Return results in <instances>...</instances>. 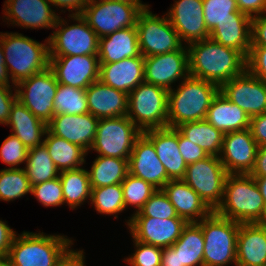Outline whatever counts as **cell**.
I'll return each mask as SVG.
<instances>
[{
	"label": "cell",
	"mask_w": 266,
	"mask_h": 266,
	"mask_svg": "<svg viewBox=\"0 0 266 266\" xmlns=\"http://www.w3.org/2000/svg\"><path fill=\"white\" fill-rule=\"evenodd\" d=\"M189 75L219 87L246 70L247 58L211 38L188 44Z\"/></svg>",
	"instance_id": "1"
},
{
	"label": "cell",
	"mask_w": 266,
	"mask_h": 266,
	"mask_svg": "<svg viewBox=\"0 0 266 266\" xmlns=\"http://www.w3.org/2000/svg\"><path fill=\"white\" fill-rule=\"evenodd\" d=\"M215 212L239 223H266V205L255 178L229 174L222 203Z\"/></svg>",
	"instance_id": "2"
},
{
	"label": "cell",
	"mask_w": 266,
	"mask_h": 266,
	"mask_svg": "<svg viewBox=\"0 0 266 266\" xmlns=\"http://www.w3.org/2000/svg\"><path fill=\"white\" fill-rule=\"evenodd\" d=\"M219 86L188 75L177 88L168 91V127L205 120Z\"/></svg>",
	"instance_id": "3"
},
{
	"label": "cell",
	"mask_w": 266,
	"mask_h": 266,
	"mask_svg": "<svg viewBox=\"0 0 266 266\" xmlns=\"http://www.w3.org/2000/svg\"><path fill=\"white\" fill-rule=\"evenodd\" d=\"M5 65L12 82L30 78L49 67V39L44 44L18 32H1Z\"/></svg>",
	"instance_id": "4"
},
{
	"label": "cell",
	"mask_w": 266,
	"mask_h": 266,
	"mask_svg": "<svg viewBox=\"0 0 266 266\" xmlns=\"http://www.w3.org/2000/svg\"><path fill=\"white\" fill-rule=\"evenodd\" d=\"M72 244L64 235L23 231L15 235L7 257L11 266H56Z\"/></svg>",
	"instance_id": "5"
},
{
	"label": "cell",
	"mask_w": 266,
	"mask_h": 266,
	"mask_svg": "<svg viewBox=\"0 0 266 266\" xmlns=\"http://www.w3.org/2000/svg\"><path fill=\"white\" fill-rule=\"evenodd\" d=\"M197 223L204 237L203 266H236L240 223L221 217L215 211Z\"/></svg>",
	"instance_id": "6"
},
{
	"label": "cell",
	"mask_w": 266,
	"mask_h": 266,
	"mask_svg": "<svg viewBox=\"0 0 266 266\" xmlns=\"http://www.w3.org/2000/svg\"><path fill=\"white\" fill-rule=\"evenodd\" d=\"M140 130L168 127V91L142 82L128 94L126 115Z\"/></svg>",
	"instance_id": "7"
},
{
	"label": "cell",
	"mask_w": 266,
	"mask_h": 266,
	"mask_svg": "<svg viewBox=\"0 0 266 266\" xmlns=\"http://www.w3.org/2000/svg\"><path fill=\"white\" fill-rule=\"evenodd\" d=\"M77 23L69 25L59 16L49 35V56L98 55L99 37L79 15H69Z\"/></svg>",
	"instance_id": "8"
},
{
	"label": "cell",
	"mask_w": 266,
	"mask_h": 266,
	"mask_svg": "<svg viewBox=\"0 0 266 266\" xmlns=\"http://www.w3.org/2000/svg\"><path fill=\"white\" fill-rule=\"evenodd\" d=\"M148 6L112 0H88L81 15L100 38L136 26L139 14Z\"/></svg>",
	"instance_id": "9"
},
{
	"label": "cell",
	"mask_w": 266,
	"mask_h": 266,
	"mask_svg": "<svg viewBox=\"0 0 266 266\" xmlns=\"http://www.w3.org/2000/svg\"><path fill=\"white\" fill-rule=\"evenodd\" d=\"M228 175L219 156L209 155L203 160L188 164L182 180L212 211H216L222 203Z\"/></svg>",
	"instance_id": "10"
},
{
	"label": "cell",
	"mask_w": 266,
	"mask_h": 266,
	"mask_svg": "<svg viewBox=\"0 0 266 266\" xmlns=\"http://www.w3.org/2000/svg\"><path fill=\"white\" fill-rule=\"evenodd\" d=\"M141 130L127 117L99 119L90 151L97 156L128 159Z\"/></svg>",
	"instance_id": "11"
},
{
	"label": "cell",
	"mask_w": 266,
	"mask_h": 266,
	"mask_svg": "<svg viewBox=\"0 0 266 266\" xmlns=\"http://www.w3.org/2000/svg\"><path fill=\"white\" fill-rule=\"evenodd\" d=\"M149 9H144L137 19L140 53L148 57L179 50L184 44L168 17H159Z\"/></svg>",
	"instance_id": "12"
},
{
	"label": "cell",
	"mask_w": 266,
	"mask_h": 266,
	"mask_svg": "<svg viewBox=\"0 0 266 266\" xmlns=\"http://www.w3.org/2000/svg\"><path fill=\"white\" fill-rule=\"evenodd\" d=\"M57 88L58 82L49 67L15 85L17 99L46 124L54 116V98Z\"/></svg>",
	"instance_id": "13"
},
{
	"label": "cell",
	"mask_w": 266,
	"mask_h": 266,
	"mask_svg": "<svg viewBox=\"0 0 266 266\" xmlns=\"http://www.w3.org/2000/svg\"><path fill=\"white\" fill-rule=\"evenodd\" d=\"M189 75L188 48L145 57L144 81L169 91L173 83Z\"/></svg>",
	"instance_id": "14"
},
{
	"label": "cell",
	"mask_w": 266,
	"mask_h": 266,
	"mask_svg": "<svg viewBox=\"0 0 266 266\" xmlns=\"http://www.w3.org/2000/svg\"><path fill=\"white\" fill-rule=\"evenodd\" d=\"M98 55L49 56V68L59 84L87 89L99 79Z\"/></svg>",
	"instance_id": "15"
},
{
	"label": "cell",
	"mask_w": 266,
	"mask_h": 266,
	"mask_svg": "<svg viewBox=\"0 0 266 266\" xmlns=\"http://www.w3.org/2000/svg\"><path fill=\"white\" fill-rule=\"evenodd\" d=\"M219 91L250 117L266 112V84L247 69L223 83Z\"/></svg>",
	"instance_id": "16"
},
{
	"label": "cell",
	"mask_w": 266,
	"mask_h": 266,
	"mask_svg": "<svg viewBox=\"0 0 266 266\" xmlns=\"http://www.w3.org/2000/svg\"><path fill=\"white\" fill-rule=\"evenodd\" d=\"M126 222L135 240L161 248L172 246L188 223L181 217L169 219L129 217Z\"/></svg>",
	"instance_id": "17"
},
{
	"label": "cell",
	"mask_w": 266,
	"mask_h": 266,
	"mask_svg": "<svg viewBox=\"0 0 266 266\" xmlns=\"http://www.w3.org/2000/svg\"><path fill=\"white\" fill-rule=\"evenodd\" d=\"M258 145L250 129L225 133L219 158L228 174H250Z\"/></svg>",
	"instance_id": "18"
},
{
	"label": "cell",
	"mask_w": 266,
	"mask_h": 266,
	"mask_svg": "<svg viewBox=\"0 0 266 266\" xmlns=\"http://www.w3.org/2000/svg\"><path fill=\"white\" fill-rule=\"evenodd\" d=\"M4 3L3 13L7 24L22 29H53L60 16L51 8L49 0H6Z\"/></svg>",
	"instance_id": "19"
},
{
	"label": "cell",
	"mask_w": 266,
	"mask_h": 266,
	"mask_svg": "<svg viewBox=\"0 0 266 266\" xmlns=\"http://www.w3.org/2000/svg\"><path fill=\"white\" fill-rule=\"evenodd\" d=\"M165 15L186 45L209 38L204 21L203 0H174Z\"/></svg>",
	"instance_id": "20"
},
{
	"label": "cell",
	"mask_w": 266,
	"mask_h": 266,
	"mask_svg": "<svg viewBox=\"0 0 266 266\" xmlns=\"http://www.w3.org/2000/svg\"><path fill=\"white\" fill-rule=\"evenodd\" d=\"M128 173L145 180L156 189H162L168 182L166 169L160 162L153 143L143 133L136 139L128 158Z\"/></svg>",
	"instance_id": "21"
},
{
	"label": "cell",
	"mask_w": 266,
	"mask_h": 266,
	"mask_svg": "<svg viewBox=\"0 0 266 266\" xmlns=\"http://www.w3.org/2000/svg\"><path fill=\"white\" fill-rule=\"evenodd\" d=\"M99 119L91 113L81 115L58 114L47 123V130L70 143L77 144L88 153L94 144Z\"/></svg>",
	"instance_id": "22"
},
{
	"label": "cell",
	"mask_w": 266,
	"mask_h": 266,
	"mask_svg": "<svg viewBox=\"0 0 266 266\" xmlns=\"http://www.w3.org/2000/svg\"><path fill=\"white\" fill-rule=\"evenodd\" d=\"M152 143L156 154L166 169L169 180H182L187 164L178 145V130L164 127L142 132Z\"/></svg>",
	"instance_id": "23"
},
{
	"label": "cell",
	"mask_w": 266,
	"mask_h": 266,
	"mask_svg": "<svg viewBox=\"0 0 266 266\" xmlns=\"http://www.w3.org/2000/svg\"><path fill=\"white\" fill-rule=\"evenodd\" d=\"M145 56L125 58L115 63L100 64L99 81L129 94L144 82Z\"/></svg>",
	"instance_id": "24"
},
{
	"label": "cell",
	"mask_w": 266,
	"mask_h": 266,
	"mask_svg": "<svg viewBox=\"0 0 266 266\" xmlns=\"http://www.w3.org/2000/svg\"><path fill=\"white\" fill-rule=\"evenodd\" d=\"M266 265V223H240L236 266Z\"/></svg>",
	"instance_id": "25"
},
{
	"label": "cell",
	"mask_w": 266,
	"mask_h": 266,
	"mask_svg": "<svg viewBox=\"0 0 266 266\" xmlns=\"http://www.w3.org/2000/svg\"><path fill=\"white\" fill-rule=\"evenodd\" d=\"M89 113L98 119L127 115L128 94L113 87L93 82L86 89Z\"/></svg>",
	"instance_id": "26"
},
{
	"label": "cell",
	"mask_w": 266,
	"mask_h": 266,
	"mask_svg": "<svg viewBox=\"0 0 266 266\" xmlns=\"http://www.w3.org/2000/svg\"><path fill=\"white\" fill-rule=\"evenodd\" d=\"M162 190L175 207L178 216L188 223L199 222L213 212L183 180H169Z\"/></svg>",
	"instance_id": "27"
},
{
	"label": "cell",
	"mask_w": 266,
	"mask_h": 266,
	"mask_svg": "<svg viewBox=\"0 0 266 266\" xmlns=\"http://www.w3.org/2000/svg\"><path fill=\"white\" fill-rule=\"evenodd\" d=\"M141 55L136 26L127 27L99 38V64L115 63Z\"/></svg>",
	"instance_id": "28"
},
{
	"label": "cell",
	"mask_w": 266,
	"mask_h": 266,
	"mask_svg": "<svg viewBox=\"0 0 266 266\" xmlns=\"http://www.w3.org/2000/svg\"><path fill=\"white\" fill-rule=\"evenodd\" d=\"M11 127V134L16 136L26 147L31 149L43 144L47 124L33 115L18 99L11 107L6 124Z\"/></svg>",
	"instance_id": "29"
},
{
	"label": "cell",
	"mask_w": 266,
	"mask_h": 266,
	"mask_svg": "<svg viewBox=\"0 0 266 266\" xmlns=\"http://www.w3.org/2000/svg\"><path fill=\"white\" fill-rule=\"evenodd\" d=\"M251 117L219 91L213 98L206 119L223 134L248 129Z\"/></svg>",
	"instance_id": "30"
},
{
	"label": "cell",
	"mask_w": 266,
	"mask_h": 266,
	"mask_svg": "<svg viewBox=\"0 0 266 266\" xmlns=\"http://www.w3.org/2000/svg\"><path fill=\"white\" fill-rule=\"evenodd\" d=\"M209 38L240 51L247 58L251 48V19H226L210 31Z\"/></svg>",
	"instance_id": "31"
},
{
	"label": "cell",
	"mask_w": 266,
	"mask_h": 266,
	"mask_svg": "<svg viewBox=\"0 0 266 266\" xmlns=\"http://www.w3.org/2000/svg\"><path fill=\"white\" fill-rule=\"evenodd\" d=\"M44 144L60 172L80 168L86 162L88 152L77 144L51 134L48 130Z\"/></svg>",
	"instance_id": "32"
},
{
	"label": "cell",
	"mask_w": 266,
	"mask_h": 266,
	"mask_svg": "<svg viewBox=\"0 0 266 266\" xmlns=\"http://www.w3.org/2000/svg\"><path fill=\"white\" fill-rule=\"evenodd\" d=\"M172 247L179 254L181 265L203 266L204 237L197 222L187 223Z\"/></svg>",
	"instance_id": "33"
},
{
	"label": "cell",
	"mask_w": 266,
	"mask_h": 266,
	"mask_svg": "<svg viewBox=\"0 0 266 266\" xmlns=\"http://www.w3.org/2000/svg\"><path fill=\"white\" fill-rule=\"evenodd\" d=\"M176 129L187 140L200 146L208 155H220L224 134L207 120L183 123Z\"/></svg>",
	"instance_id": "34"
},
{
	"label": "cell",
	"mask_w": 266,
	"mask_h": 266,
	"mask_svg": "<svg viewBox=\"0 0 266 266\" xmlns=\"http://www.w3.org/2000/svg\"><path fill=\"white\" fill-rule=\"evenodd\" d=\"M87 171L91 188L121 184L128 174V159L97 156Z\"/></svg>",
	"instance_id": "35"
},
{
	"label": "cell",
	"mask_w": 266,
	"mask_h": 266,
	"mask_svg": "<svg viewBox=\"0 0 266 266\" xmlns=\"http://www.w3.org/2000/svg\"><path fill=\"white\" fill-rule=\"evenodd\" d=\"M64 203L71 209L81 206L91 199V186L88 171L82 167L60 172Z\"/></svg>",
	"instance_id": "36"
},
{
	"label": "cell",
	"mask_w": 266,
	"mask_h": 266,
	"mask_svg": "<svg viewBox=\"0 0 266 266\" xmlns=\"http://www.w3.org/2000/svg\"><path fill=\"white\" fill-rule=\"evenodd\" d=\"M23 167L32 186L59 177L60 171L52 161L45 144L28 149L27 161Z\"/></svg>",
	"instance_id": "37"
},
{
	"label": "cell",
	"mask_w": 266,
	"mask_h": 266,
	"mask_svg": "<svg viewBox=\"0 0 266 266\" xmlns=\"http://www.w3.org/2000/svg\"><path fill=\"white\" fill-rule=\"evenodd\" d=\"M86 90L58 83L54 98V115L88 113Z\"/></svg>",
	"instance_id": "38"
},
{
	"label": "cell",
	"mask_w": 266,
	"mask_h": 266,
	"mask_svg": "<svg viewBox=\"0 0 266 266\" xmlns=\"http://www.w3.org/2000/svg\"><path fill=\"white\" fill-rule=\"evenodd\" d=\"M90 201L97 213L115 215V219L118 218V214L126 210L121 184L91 188Z\"/></svg>",
	"instance_id": "39"
},
{
	"label": "cell",
	"mask_w": 266,
	"mask_h": 266,
	"mask_svg": "<svg viewBox=\"0 0 266 266\" xmlns=\"http://www.w3.org/2000/svg\"><path fill=\"white\" fill-rule=\"evenodd\" d=\"M32 187L23 168L0 170V201H14L31 194Z\"/></svg>",
	"instance_id": "40"
},
{
	"label": "cell",
	"mask_w": 266,
	"mask_h": 266,
	"mask_svg": "<svg viewBox=\"0 0 266 266\" xmlns=\"http://www.w3.org/2000/svg\"><path fill=\"white\" fill-rule=\"evenodd\" d=\"M203 9L209 32L226 19H252L238 10L236 0H203Z\"/></svg>",
	"instance_id": "41"
},
{
	"label": "cell",
	"mask_w": 266,
	"mask_h": 266,
	"mask_svg": "<svg viewBox=\"0 0 266 266\" xmlns=\"http://www.w3.org/2000/svg\"><path fill=\"white\" fill-rule=\"evenodd\" d=\"M121 185L123 188L125 208L128 206L134 207L136 211H134V213L139 212L157 190L150 183L129 173L126 175Z\"/></svg>",
	"instance_id": "42"
},
{
	"label": "cell",
	"mask_w": 266,
	"mask_h": 266,
	"mask_svg": "<svg viewBox=\"0 0 266 266\" xmlns=\"http://www.w3.org/2000/svg\"><path fill=\"white\" fill-rule=\"evenodd\" d=\"M131 217L169 219L179 216L166 193L162 189H157L144 204L143 208L139 212L133 213Z\"/></svg>",
	"instance_id": "43"
},
{
	"label": "cell",
	"mask_w": 266,
	"mask_h": 266,
	"mask_svg": "<svg viewBox=\"0 0 266 266\" xmlns=\"http://www.w3.org/2000/svg\"><path fill=\"white\" fill-rule=\"evenodd\" d=\"M31 194L45 207H56L64 204L59 177L32 186Z\"/></svg>",
	"instance_id": "44"
},
{
	"label": "cell",
	"mask_w": 266,
	"mask_h": 266,
	"mask_svg": "<svg viewBox=\"0 0 266 266\" xmlns=\"http://www.w3.org/2000/svg\"><path fill=\"white\" fill-rule=\"evenodd\" d=\"M28 149L27 147L13 134H10L2 142L0 148V159L3 163L9 166L8 169H19L20 164L26 163Z\"/></svg>",
	"instance_id": "45"
},
{
	"label": "cell",
	"mask_w": 266,
	"mask_h": 266,
	"mask_svg": "<svg viewBox=\"0 0 266 266\" xmlns=\"http://www.w3.org/2000/svg\"><path fill=\"white\" fill-rule=\"evenodd\" d=\"M135 250L132 255L124 258L129 266H161V247L145 244L132 237Z\"/></svg>",
	"instance_id": "46"
},
{
	"label": "cell",
	"mask_w": 266,
	"mask_h": 266,
	"mask_svg": "<svg viewBox=\"0 0 266 266\" xmlns=\"http://www.w3.org/2000/svg\"><path fill=\"white\" fill-rule=\"evenodd\" d=\"M246 69L266 84V47H251Z\"/></svg>",
	"instance_id": "47"
},
{
	"label": "cell",
	"mask_w": 266,
	"mask_h": 266,
	"mask_svg": "<svg viewBox=\"0 0 266 266\" xmlns=\"http://www.w3.org/2000/svg\"><path fill=\"white\" fill-rule=\"evenodd\" d=\"M178 145L180 153L187 165L203 160L209 156L200 146L195 145L191 141L187 140L179 131Z\"/></svg>",
	"instance_id": "48"
},
{
	"label": "cell",
	"mask_w": 266,
	"mask_h": 266,
	"mask_svg": "<svg viewBox=\"0 0 266 266\" xmlns=\"http://www.w3.org/2000/svg\"><path fill=\"white\" fill-rule=\"evenodd\" d=\"M14 88L13 90H11ZM14 91V94L13 92ZM17 99L15 86H6L0 84V124L6 125L13 103Z\"/></svg>",
	"instance_id": "49"
},
{
	"label": "cell",
	"mask_w": 266,
	"mask_h": 266,
	"mask_svg": "<svg viewBox=\"0 0 266 266\" xmlns=\"http://www.w3.org/2000/svg\"><path fill=\"white\" fill-rule=\"evenodd\" d=\"M251 47H266V14L251 19Z\"/></svg>",
	"instance_id": "50"
},
{
	"label": "cell",
	"mask_w": 266,
	"mask_h": 266,
	"mask_svg": "<svg viewBox=\"0 0 266 266\" xmlns=\"http://www.w3.org/2000/svg\"><path fill=\"white\" fill-rule=\"evenodd\" d=\"M249 129L258 146L266 144V112L251 117Z\"/></svg>",
	"instance_id": "51"
},
{
	"label": "cell",
	"mask_w": 266,
	"mask_h": 266,
	"mask_svg": "<svg viewBox=\"0 0 266 266\" xmlns=\"http://www.w3.org/2000/svg\"><path fill=\"white\" fill-rule=\"evenodd\" d=\"M236 2L238 10L251 18L266 14V0H236Z\"/></svg>",
	"instance_id": "52"
},
{
	"label": "cell",
	"mask_w": 266,
	"mask_h": 266,
	"mask_svg": "<svg viewBox=\"0 0 266 266\" xmlns=\"http://www.w3.org/2000/svg\"><path fill=\"white\" fill-rule=\"evenodd\" d=\"M16 234L7 221L0 220V256H7Z\"/></svg>",
	"instance_id": "53"
},
{
	"label": "cell",
	"mask_w": 266,
	"mask_h": 266,
	"mask_svg": "<svg viewBox=\"0 0 266 266\" xmlns=\"http://www.w3.org/2000/svg\"><path fill=\"white\" fill-rule=\"evenodd\" d=\"M85 252L69 248L57 261L56 266H85Z\"/></svg>",
	"instance_id": "54"
},
{
	"label": "cell",
	"mask_w": 266,
	"mask_h": 266,
	"mask_svg": "<svg viewBox=\"0 0 266 266\" xmlns=\"http://www.w3.org/2000/svg\"><path fill=\"white\" fill-rule=\"evenodd\" d=\"M49 2L54 6L53 8H62L63 10L61 9V12L66 8L69 11V15H79L85 9L88 0H49Z\"/></svg>",
	"instance_id": "55"
},
{
	"label": "cell",
	"mask_w": 266,
	"mask_h": 266,
	"mask_svg": "<svg viewBox=\"0 0 266 266\" xmlns=\"http://www.w3.org/2000/svg\"><path fill=\"white\" fill-rule=\"evenodd\" d=\"M249 175L254 178L266 177V144L258 146L255 164Z\"/></svg>",
	"instance_id": "56"
},
{
	"label": "cell",
	"mask_w": 266,
	"mask_h": 266,
	"mask_svg": "<svg viewBox=\"0 0 266 266\" xmlns=\"http://www.w3.org/2000/svg\"><path fill=\"white\" fill-rule=\"evenodd\" d=\"M161 266H184L181 265L179 254L170 246L162 249Z\"/></svg>",
	"instance_id": "57"
},
{
	"label": "cell",
	"mask_w": 266,
	"mask_h": 266,
	"mask_svg": "<svg viewBox=\"0 0 266 266\" xmlns=\"http://www.w3.org/2000/svg\"><path fill=\"white\" fill-rule=\"evenodd\" d=\"M10 75L8 72V69L5 65V57H4V52L3 48L1 45V32H0V84L1 85H6V86H15L13 82H10ZM12 83L13 85H10Z\"/></svg>",
	"instance_id": "58"
},
{
	"label": "cell",
	"mask_w": 266,
	"mask_h": 266,
	"mask_svg": "<svg viewBox=\"0 0 266 266\" xmlns=\"http://www.w3.org/2000/svg\"><path fill=\"white\" fill-rule=\"evenodd\" d=\"M255 181L266 205V177L255 178Z\"/></svg>",
	"instance_id": "59"
},
{
	"label": "cell",
	"mask_w": 266,
	"mask_h": 266,
	"mask_svg": "<svg viewBox=\"0 0 266 266\" xmlns=\"http://www.w3.org/2000/svg\"><path fill=\"white\" fill-rule=\"evenodd\" d=\"M0 266H11L7 256H0Z\"/></svg>",
	"instance_id": "60"
},
{
	"label": "cell",
	"mask_w": 266,
	"mask_h": 266,
	"mask_svg": "<svg viewBox=\"0 0 266 266\" xmlns=\"http://www.w3.org/2000/svg\"><path fill=\"white\" fill-rule=\"evenodd\" d=\"M112 1H118V2H124L128 4H144L141 0H112Z\"/></svg>",
	"instance_id": "61"
}]
</instances>
